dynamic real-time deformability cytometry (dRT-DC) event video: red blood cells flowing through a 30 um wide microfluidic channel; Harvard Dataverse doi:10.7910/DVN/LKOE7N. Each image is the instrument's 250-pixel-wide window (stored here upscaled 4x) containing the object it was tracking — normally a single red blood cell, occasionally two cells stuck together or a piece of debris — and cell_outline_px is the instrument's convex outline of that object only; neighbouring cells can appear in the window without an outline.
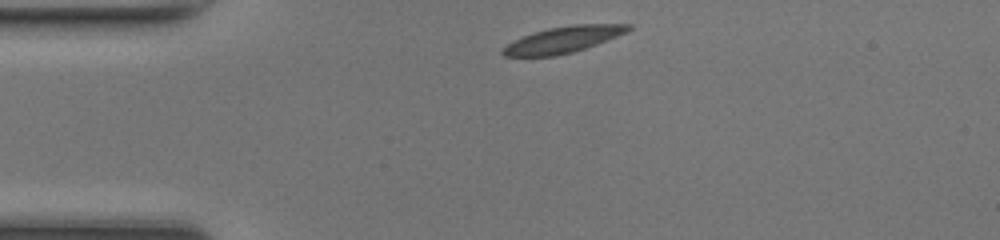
{"species": "common noctule bat (a hibernating species)", "species_latin": "Nyctalus noctula", "temperature_condition": "room temperature", "stored_images_in_passage": 39, "camera_frame_rate_fps": 3000, "um_per_image_px": 0.085, "animal": {"sex": "female", "body_mass_g": 17.0, "forearm_length_mm": 48.0}, "frame": {"image": 1, "passage_image": 1, "time_ms": 0.0, "image_size_px": [1000, 240], "cell_outline_px": [[632, 28], [628, 32], [596, 44], [572, 52], [556, 56], [504, 56], [500, 52], [508, 44], [524, 36], [548, 28], [576, 24], [632, 24]], "centroid_in_image_um": [47.92, 3.36], "position_along_channel_um": 37.1, "area_um2": 18.9}}
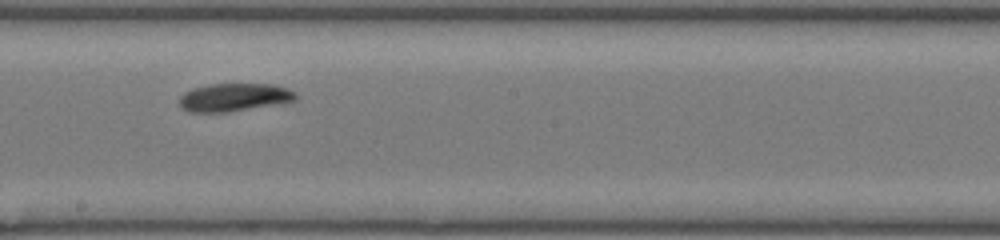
{"frame": {"image": 2, "passage_image": 17, "time_ms": 5.333, "image_size_px": [1000, 240], "cell_outline_px": [[296, 100], [228, 112], [188, 112], [180, 108], [180, 96], [184, 92], [192, 88], [208, 84], [276, 84], [288, 88], [296, 92]], "centroid_in_image_um": [19.87, 8.26], "position_along_channel_um": 228.3, "area_um2": 19.02}}
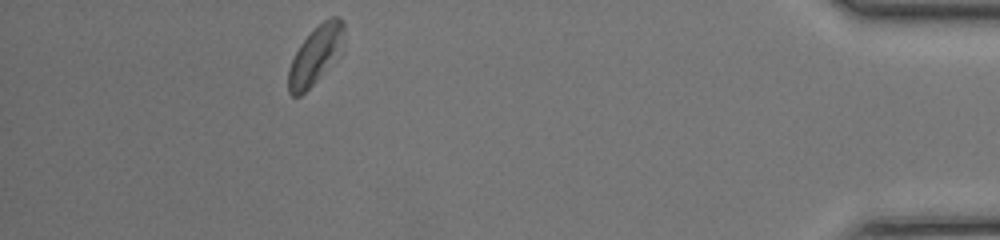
{"frame": {"image": 3, "passage_image": 34, "time_ms": 11.0, "image_size_px": [1000, 240], "cell_outline_px": [[344, 32], [336, 48], [316, 80], [300, 96], [292, 96], [288, 92], [288, 68], [300, 44], [324, 20], [332, 16], [336, 16], [344, 20]], "centroid_in_image_um": [26.7, 4.68], "position_along_channel_um": 408.5, "area_um2": 17.05}, "authors_computed_cell_mechanics": {"area_um2": 19.0162, "velocity_mm_per_s": 4.2394, "shape_relaxation_time_tau1_ms": 1.4115, "shape_relaxation_time_tau2_ms": null, "deformation_change_tau1": 0.0833, "deformation_change_tau2": null}}